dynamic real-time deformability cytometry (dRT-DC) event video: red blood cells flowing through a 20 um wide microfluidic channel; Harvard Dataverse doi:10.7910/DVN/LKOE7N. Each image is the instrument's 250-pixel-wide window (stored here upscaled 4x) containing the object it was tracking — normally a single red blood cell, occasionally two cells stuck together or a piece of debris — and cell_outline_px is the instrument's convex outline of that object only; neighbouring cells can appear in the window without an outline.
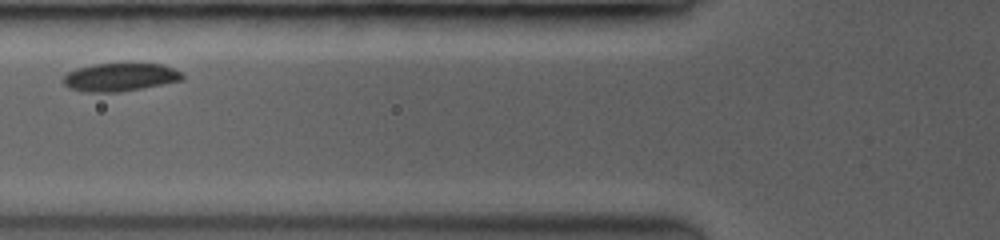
{"species": "common noctule bat (a hibernating species)", "species_latin": "Nyctalus noctula", "temperature_condition": "room temperature", "stored_images_in_passage": 14, "camera_frame_rate_fps": 3500, "um_per_image_px": 0.085, "animal": {"sex": "female", "body_mass_g": 19.0, "forearm_length_mm": 53.3}, "frame": {"image": 1, "passage_image": 3, "time_ms": 1.714, "image_size_px": [1000, 240], "cell_outline_px": [[184, 80], [140, 88], [116, 92], [92, 92], [72, 88], [64, 84], [64, 76], [68, 72], [76, 68], [92, 64], [124, 60], [132, 60], [164, 64], [180, 72], [184, 76]], "centroid_in_image_um": [10.26, 6.47], "position_along_channel_um": 115.5, "area_um2": 20.29}}
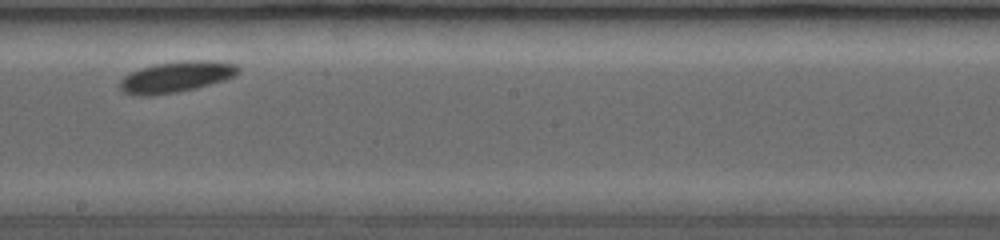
{"frame": {"image": 2, "passage_image": 7, "time_ms": 4.857, "image_size_px": [1000, 240], "cell_outline_px": [[240, 72], [224, 80], [196, 88], [176, 92], [124, 92], [120, 88], [120, 80], [124, 76], [140, 68], [156, 64], [184, 60], [208, 60], [236, 64], [240, 68]], "centroid_in_image_um": [15.09, 6.47], "position_along_channel_um": 233.1, "area_um2": 20.35}}
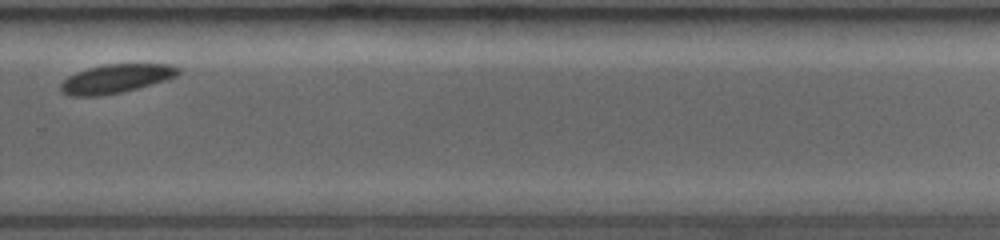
{"frame": {"image": 3, "passage_image": 13, "time_ms": 7.143, "image_size_px": [1000, 240], "cell_outline_px": [[180, 72], [176, 76], [136, 88], [120, 92], [100, 96], [68, 96], [60, 88], [60, 84], [68, 76], [76, 72], [88, 68], [108, 64], [168, 64], [180, 68]], "centroid_in_image_um": [9.82, 6.68], "position_along_channel_um": 320.0, "area_um2": 19.36}}